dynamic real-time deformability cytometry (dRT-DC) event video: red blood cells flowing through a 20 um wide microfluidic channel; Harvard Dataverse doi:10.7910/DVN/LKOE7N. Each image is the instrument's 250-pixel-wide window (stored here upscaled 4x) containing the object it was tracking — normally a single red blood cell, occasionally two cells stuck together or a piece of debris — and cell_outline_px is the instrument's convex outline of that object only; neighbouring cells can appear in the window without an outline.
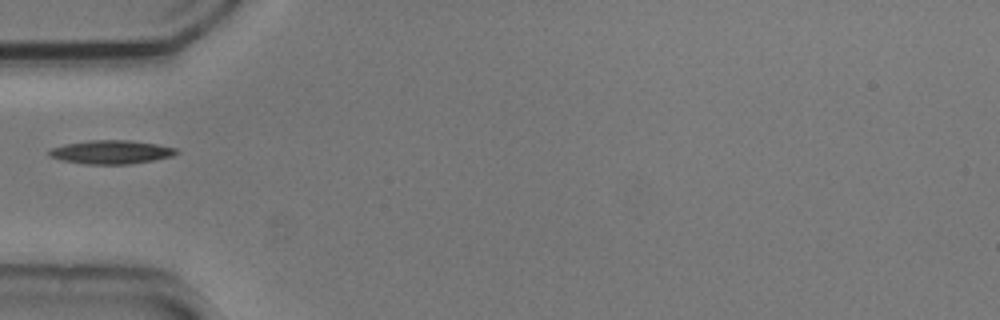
{"species": "common noctule bat (a hibernating species)", "species_latin": "Nyctalus noctula", "temperature_condition": "cold", "stored_images_in_passage": 18, "camera_frame_rate_fps": 3000, "um_per_image_px": 0.085, "animal": {"sex": "male", "body_mass_g": 20.5, "forearm_length_mm": 52.5}, "frame": {"image": 1, "passage_image": 1, "time_ms": 0.0, "image_size_px": [1000, 320], "cell_outline_px": [[180, 152], [172, 156], [152, 160], [128, 164], [84, 164], [60, 160], [52, 156], [48, 152], [52, 148], [68, 144], [92, 140], [128, 140], [156, 144], [176, 148]], "centroid_in_image_um": [9.48, 12.93], "position_along_channel_um": 75.5, "area_um2": 17.22}}